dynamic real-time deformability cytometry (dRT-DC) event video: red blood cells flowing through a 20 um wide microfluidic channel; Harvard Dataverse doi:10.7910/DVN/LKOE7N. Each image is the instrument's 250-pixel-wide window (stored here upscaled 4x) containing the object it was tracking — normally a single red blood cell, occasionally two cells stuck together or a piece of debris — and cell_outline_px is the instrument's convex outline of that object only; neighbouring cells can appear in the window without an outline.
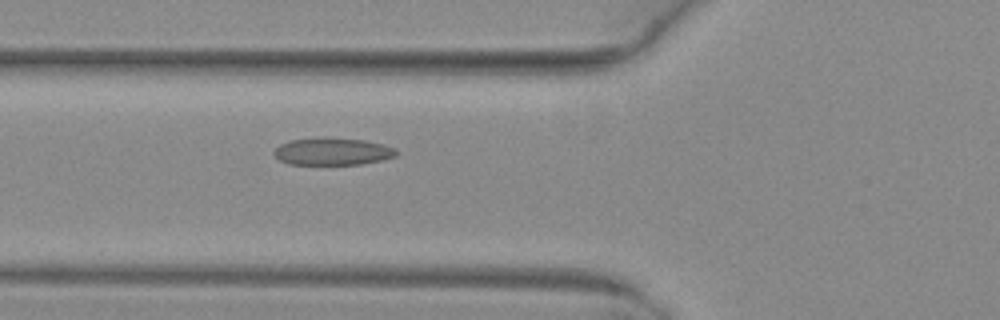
{"species": "common noctule bat (a hibernating species)", "species_latin": "Nyctalus noctula", "temperature_condition": "warm", "stored_images_in_passage": 3, "camera_frame_rate_fps": 3000, "um_per_image_px": 0.085, "animal": {"sex": "female", "body_mass_g": 29.2, "forearm_length_mm": 56.3}, "frame": {"image": 1, "passage_image": 3, "time_ms": 0.667, "image_size_px": [1000, 320], "cell_outline_px": [[400, 152], [396, 156], [380, 160], [360, 164], [288, 164], [280, 160], [272, 152], [280, 144], [288, 140], [324, 136], [364, 140], [384, 144], [396, 148]], "centroid_in_image_um": [28.27, 12.85], "position_along_channel_um": 97.5, "area_um2": 19.77}}